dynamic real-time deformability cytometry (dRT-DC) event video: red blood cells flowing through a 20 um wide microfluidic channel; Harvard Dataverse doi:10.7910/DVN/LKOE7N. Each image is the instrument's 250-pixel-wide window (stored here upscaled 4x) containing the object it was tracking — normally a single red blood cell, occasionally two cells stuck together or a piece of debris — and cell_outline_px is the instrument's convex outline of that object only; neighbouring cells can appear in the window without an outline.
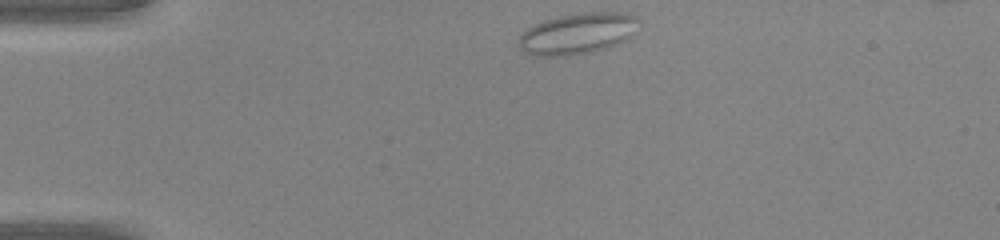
{"species": "common noctule bat (a hibernating species)", "species_latin": "Nyctalus noctula", "temperature_condition": "warm", "stored_images_in_passage": 32, "camera_frame_rate_fps": 3000, "um_per_image_px": 0.085, "animal": {"sex": "male", "body_mass_g": 20.0, "forearm_length_mm": 53.3}, "frame": {"image": 1, "passage_image": 1, "time_ms": 0.0, "image_size_px": [1000, 240], "cell_outline_px": [[640, 20], [628, 40], [592, 52], [568, 56], [532, 56], [524, 52], [520, 48], [520, 36], [532, 24], [544, 20], [560, 16], [584, 12], [628, 12], [636, 16]], "centroid_in_image_um": [49.11, 2.85], "position_along_channel_um": 35.9, "area_um2": 28.9}}
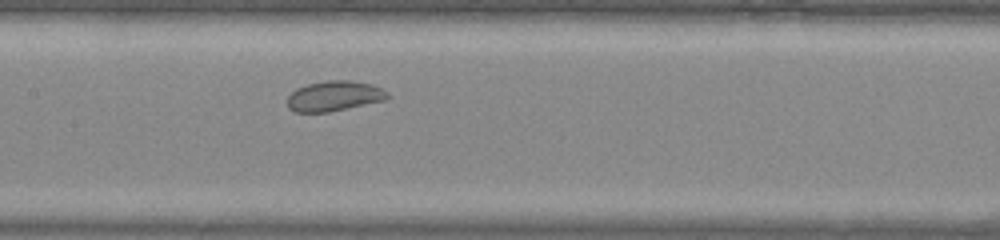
{"frame": {"image": 2, "passage_image": 14, "time_ms": 4.333, "image_size_px": [1000, 240], "cell_outline_px": [[388, 96], [384, 100], [328, 112], [292, 112], [288, 108], [288, 96], [296, 88], [308, 84], [324, 80], [352, 80], [372, 84], [388, 92]], "centroid_in_image_um": [28.37, 8.15], "position_along_channel_um": 179.0, "area_um2": 17.57}}
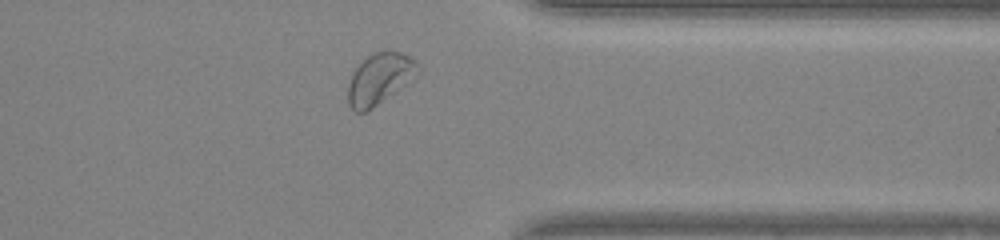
{"frame": {"image": 3, "passage_image": 28, "time_ms": 9.0, "image_size_px": [1000, 240], "cell_outline_px": [[420, 72], [416, 76], [372, 108], [364, 112], [356, 112], [348, 104], [348, 84], [352, 72], [368, 56], [376, 52], [400, 52], [416, 60]], "centroid_in_image_um": [32.25, 6.7], "position_along_channel_um": 379.1, "area_um2": 20.29}}